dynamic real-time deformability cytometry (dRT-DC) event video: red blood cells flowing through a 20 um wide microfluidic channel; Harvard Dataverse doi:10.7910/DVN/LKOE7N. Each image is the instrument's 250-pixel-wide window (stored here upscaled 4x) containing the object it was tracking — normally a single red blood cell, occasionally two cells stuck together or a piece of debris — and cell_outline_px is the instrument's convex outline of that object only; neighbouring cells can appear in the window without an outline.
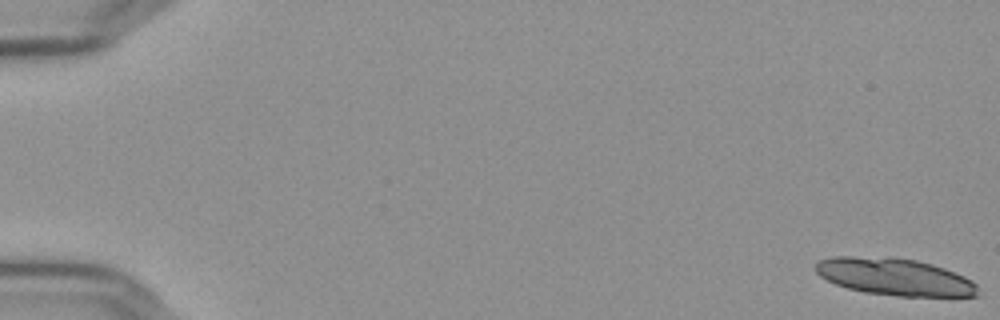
{"species": "Egyptian fruit bat (a non-hibernating species)", "species_latin": "Rousettus aegyptiacus", "temperature_condition": "cold", "stored_images_in_passage": 19, "camera_frame_rate_fps": 3000, "um_per_image_px": 0.085, "frame": {"image": 1, "passage_image": 1, "time_ms": 0.0, "image_size_px": [1000, 320], "cell_outline_px": [[980, 296], [900, 296], [864, 292], [848, 288], [836, 284], [820, 276], [812, 268], [820, 260], [832, 256], [852, 256], [916, 260], [932, 264], [944, 268], [964, 276], [972, 280], [976, 284]], "centroid_in_image_um": [76.04, 23.54], "position_along_channel_um": 9.0, "area_um2": 34.8}}